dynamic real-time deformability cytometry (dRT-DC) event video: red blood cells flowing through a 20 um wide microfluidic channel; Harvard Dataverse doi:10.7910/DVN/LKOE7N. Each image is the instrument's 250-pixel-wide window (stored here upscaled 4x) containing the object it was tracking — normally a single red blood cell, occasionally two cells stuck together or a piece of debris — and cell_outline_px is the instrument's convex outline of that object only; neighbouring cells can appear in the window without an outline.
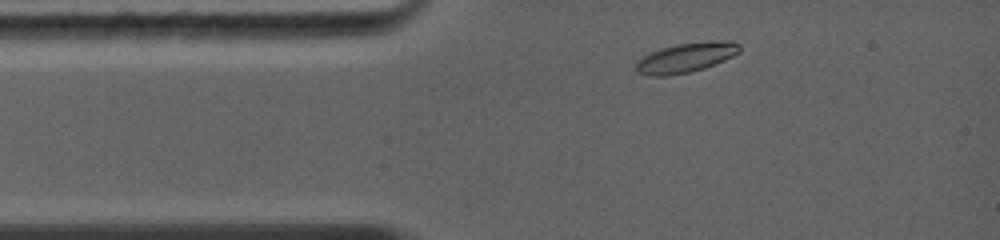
{"species": "common noctule bat (a hibernating species)", "species_latin": "Nyctalus noctula", "temperature_condition": "warm", "stored_images_in_passage": 44, "camera_frame_rate_fps": 5000, "um_per_image_px": 0.085, "animal": {"sex": "female", "body_mass_g": 19.0, "forearm_length_mm": 56.7}, "frame": {"image": 1, "passage_image": 4, "time_ms": 0.8, "image_size_px": [1000, 240], "cell_outline_px": [[740, 52], [724, 60], [704, 68], [688, 72], [668, 76], [648, 76], [636, 72], [636, 60], [660, 48], [676, 44], [708, 40], [732, 40], [740, 44]], "centroid_in_image_um": [58.32, 4.88], "position_along_channel_um": 26.7, "area_um2": 18.15}}
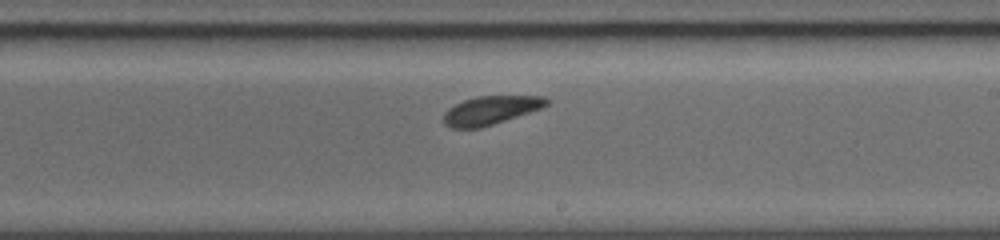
{"frame": {"image": 2, "passage_image": 27, "time_ms": 6.4, "image_size_px": [1000, 240], "cell_outline_px": [[548, 104], [540, 108], [480, 128], [452, 128], [444, 124], [444, 112], [448, 108], [464, 100], [476, 96], [544, 96], [548, 100]], "centroid_in_image_um": [41.66, 9.36], "position_along_channel_um": 247.3, "area_um2": 16.76}}
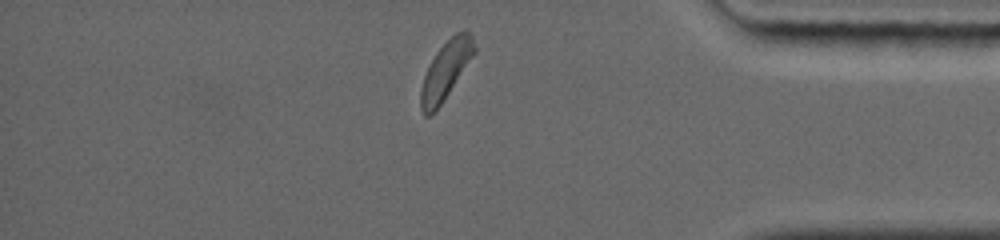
{"frame": {"image": 3, "passage_image": 44, "time_ms": 10.4, "image_size_px": [1000, 240], "cell_outline_px": [[476, 52], [440, 104], [428, 116], [424, 116], [420, 108], [420, 88], [424, 76], [436, 52], [456, 32], [464, 28], [472, 36], [476, 48]], "centroid_in_image_um": [37.89, 5.95], "position_along_channel_um": 397.3, "area_um2": 17.63}, "authors_computed_cell_mechanics": {"area_um2": 17.5712, "velocity_mm_per_s": 4.3253, "shape_relaxation_time_tau1_ms": 1.8863, "shape_relaxation_time_tau2_ms": 6.0016, "deformation_change_tau1": 0.1035, "deformation_change_tau2": 0.1263}}